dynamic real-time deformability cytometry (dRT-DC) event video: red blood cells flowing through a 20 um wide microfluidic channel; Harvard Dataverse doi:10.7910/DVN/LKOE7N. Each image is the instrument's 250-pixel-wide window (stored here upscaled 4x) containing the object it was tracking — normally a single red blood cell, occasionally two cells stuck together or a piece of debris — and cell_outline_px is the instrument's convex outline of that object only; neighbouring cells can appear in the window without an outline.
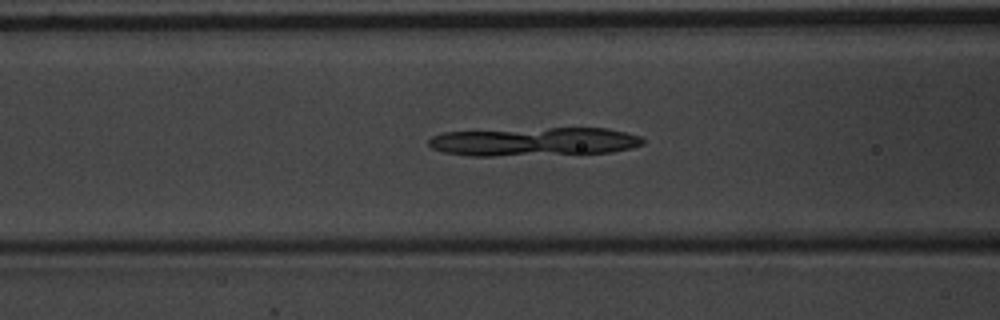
{"species": "common noctule bat (a hibernating species)", "species_latin": "Nyctalus noctula", "temperature_condition": "warm", "stored_images_in_passage": 46, "camera_frame_rate_fps": 3000, "um_per_image_px": 0.085, "animal": {"sex": "male", "body_mass_g": 20.1, "forearm_length_mm": 53.5}, "frame": {"image": 1, "passage_image": 20, "time_ms": 6.333, "image_size_px": [1000, 320], "cell_outline_px": [[644, 144], [632, 148], [612, 152], [492, 156], [472, 156], [444, 152], [432, 148], [428, 144], [428, 140], [432, 136], [444, 132], [548, 128], [608, 128], [640, 136], [644, 140]], "centroid_in_image_um": [45.42, 12.04], "position_along_channel_um": 121.2, "area_um2": 35.49}}
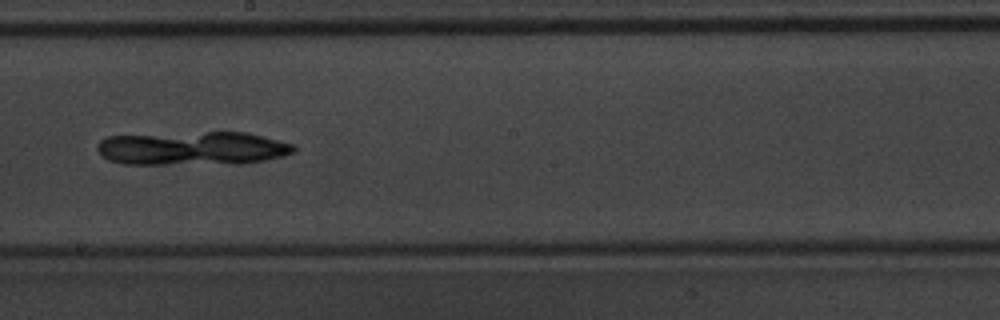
{"frame": {"image": 2, "passage_image": 29, "time_ms": 9.333, "image_size_px": [1000, 320], "cell_outline_px": [[296, 152], [284, 156], [244, 164], [120, 164], [108, 160], [100, 156], [96, 148], [96, 144], [100, 140], [108, 136], [204, 132], [248, 132], [292, 144], [296, 148]], "centroid_in_image_um": [16.35, 12.62], "position_along_channel_um": 231.9, "area_um2": 39.02}}
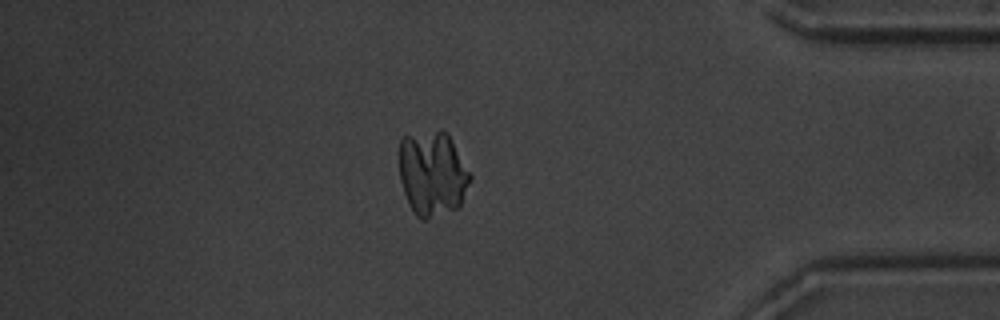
{"frame": {"image": 3, "passage_image": 45, "time_ms": 14.667, "image_size_px": [1000, 320], "cell_outline_px": [[472, 176], [460, 204], [456, 208], [424, 220], [420, 220], [416, 216], [408, 204], [400, 180], [400, 140], [404, 136], [440, 128], [448, 132]], "centroid_in_image_um": [36.75, 14.71], "position_along_channel_um": 398.4, "area_um2": 35.26}}